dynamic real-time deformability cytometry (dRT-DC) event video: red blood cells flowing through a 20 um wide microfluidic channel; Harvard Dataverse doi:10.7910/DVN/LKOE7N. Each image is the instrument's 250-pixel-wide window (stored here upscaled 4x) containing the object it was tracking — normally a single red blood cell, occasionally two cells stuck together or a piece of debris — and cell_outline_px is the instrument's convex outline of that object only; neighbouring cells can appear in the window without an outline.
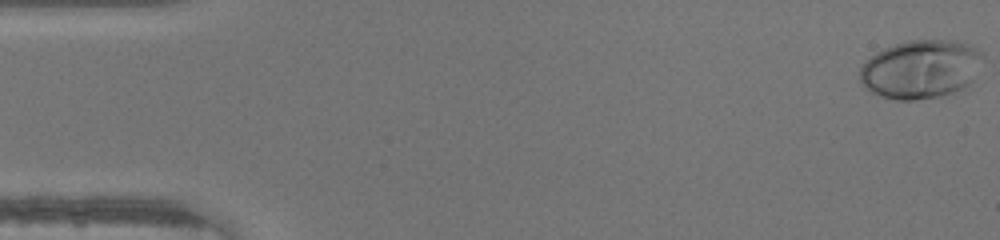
{"species": "human", "species_latin": "Homo sapiens", "temperature_condition": "warm", "stored_images_in_passage": 47, "camera_frame_rate_fps": 3000, "um_per_image_px": 0.085, "donor": {"sex": "male"}, "frame": {"image": 1, "passage_image": 1, "time_ms": 0.0, "image_size_px": [1000, 240], "cell_outline_px": [[984, 56], [972, 80], [964, 88], [940, 96], [912, 100], [896, 100], [880, 96], [872, 92], [860, 80], [860, 68], [876, 52], [884, 48], [908, 40], [956, 40], [968, 44], [984, 52]], "centroid_in_image_um": [78.29, 5.87], "position_along_channel_um": 6.7, "area_um2": 41.79}}
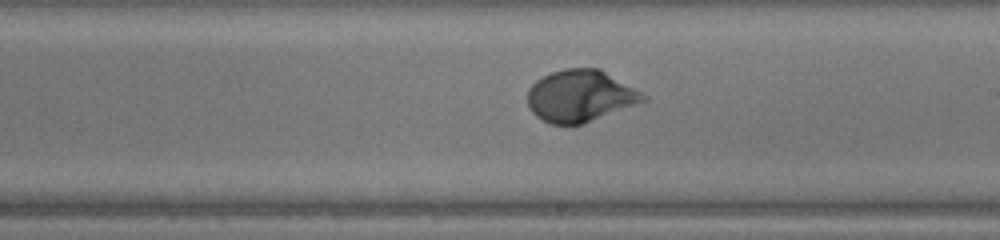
{"frame": {"image": 2, "passage_image": 27, "time_ms": 8.667, "image_size_px": [1000, 240], "cell_outline_px": [[648, 100], [584, 124], [568, 128], [552, 124], [536, 116], [528, 108], [528, 88], [536, 80], [552, 72], [564, 68], [600, 68], [648, 96]], "centroid_in_image_um": [49.32, 8.19], "position_along_channel_um": 239.7, "area_um2": 35.43}}
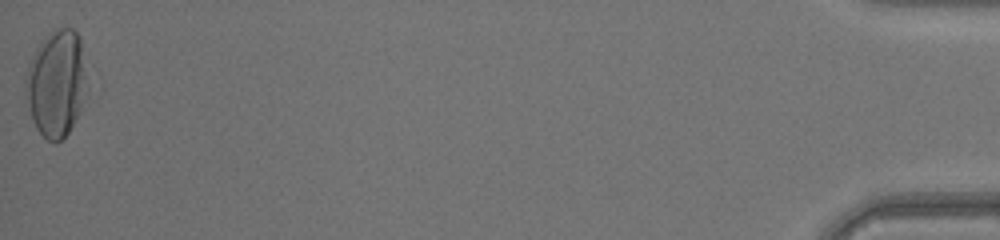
{"frame": {"image": 3, "passage_image": 47, "time_ms": 15.333, "image_size_px": [1000, 240], "cell_outline_px": [[88, 92], [68, 132], [56, 144], [48, 140], [36, 128], [28, 104], [24, 88], [28, 64], [40, 40], [44, 36], [56, 28], [72, 28], [76, 32], [80, 40]], "centroid_in_image_um": [4.77, 7.06], "position_along_channel_um": 430.4, "area_um2": 37.92}}